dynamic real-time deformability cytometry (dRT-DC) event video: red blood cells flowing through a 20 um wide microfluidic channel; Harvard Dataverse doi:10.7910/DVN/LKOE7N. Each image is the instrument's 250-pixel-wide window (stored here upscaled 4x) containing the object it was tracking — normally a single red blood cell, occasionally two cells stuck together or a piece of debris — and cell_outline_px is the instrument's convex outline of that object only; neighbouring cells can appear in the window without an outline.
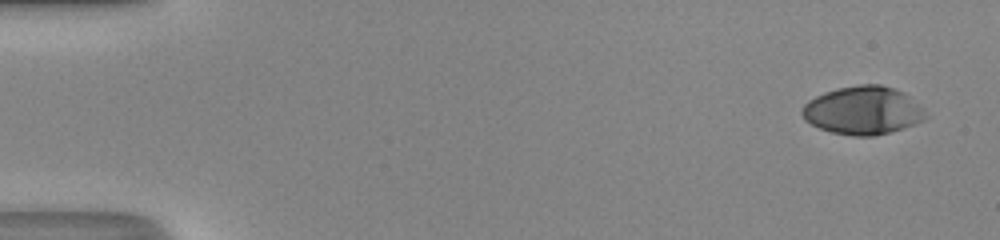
{"species": "human", "species_latin": "Homo sapiens", "temperature_condition": "room temperature", "stored_images_in_passage": 47, "camera_frame_rate_fps": 3000, "um_per_image_px": 0.085, "donor": {"sex": "male"}, "frame": {"image": 1, "passage_image": 1, "time_ms": 0.0, "image_size_px": [1000, 240], "cell_outline_px": [[928, 116], [924, 120], [888, 132], [872, 136], [852, 136], [832, 132], [820, 128], [804, 120], [800, 112], [800, 108], [808, 100], [824, 92], [836, 88], [860, 84], [880, 84], [904, 92], [924, 108]], "centroid_in_image_um": [73.32, 9.37], "position_along_channel_um": 11.7, "area_um2": 34.74}}
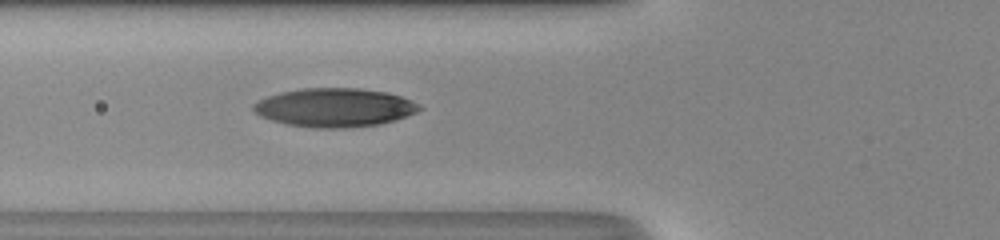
{"frame": {"image": 2, "passage_image": 18, "time_ms": 5.667, "image_size_px": [1000, 240], "cell_outline_px": [[424, 108], [416, 112], [396, 120], [380, 124], [348, 128], [312, 128], [288, 124], [272, 120], [260, 116], [252, 108], [252, 104], [256, 100], [280, 92], [300, 88], [360, 88], [388, 92], [412, 100], [420, 104]], "centroid_in_image_um": [28.45, 9.14], "position_along_channel_um": 97.3, "area_um2": 37.74}}
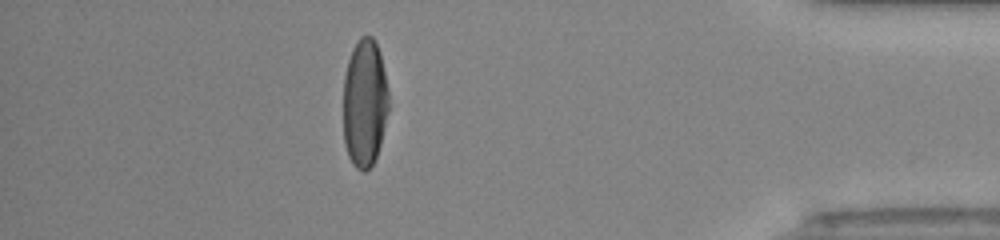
{"frame": {"image": 3, "passage_image": 42, "time_ms": 13.667, "image_size_px": [1000, 240], "cell_outline_px": [[388, 108], [380, 144], [376, 156], [372, 164], [364, 172], [356, 168], [352, 164], [348, 156], [344, 144], [344, 76], [348, 60], [352, 48], [356, 40], [360, 36], [372, 36], [376, 40], [380, 52], [388, 92]], "centroid_in_image_um": [30.98, 8.72], "position_along_channel_um": 404.2, "area_um2": 33.93}, "authors_computed_cell_mechanics": {"area_um2": 36.0672, "velocity_mm_per_s": 4.3552, "shape_relaxation_time_tau1_ms": 4.8792, "shape_relaxation_time_tau2_ms": 0.9157, "deformation_change_tau1": 0.2346, "deformation_change_tau2": 0.0592}}